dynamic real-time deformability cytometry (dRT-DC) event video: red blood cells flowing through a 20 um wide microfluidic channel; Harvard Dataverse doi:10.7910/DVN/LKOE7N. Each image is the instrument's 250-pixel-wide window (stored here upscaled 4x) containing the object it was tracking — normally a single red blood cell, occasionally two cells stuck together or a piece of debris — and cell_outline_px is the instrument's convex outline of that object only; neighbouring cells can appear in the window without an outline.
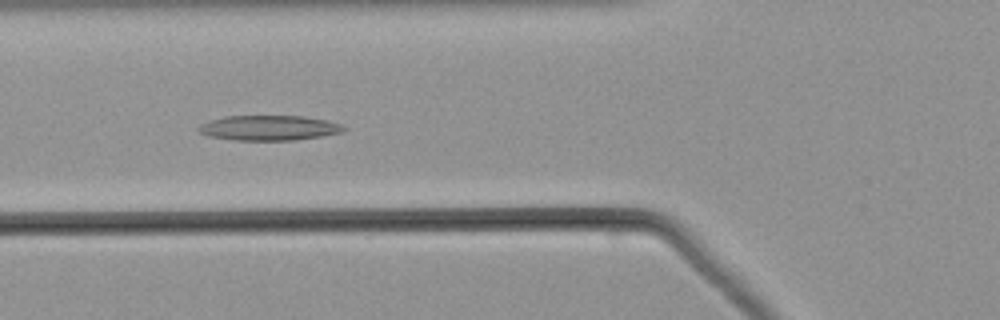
{"species": "common noctule bat (a hibernating species)", "species_latin": "Nyctalus noctula", "temperature_condition": "warm", "stored_images_in_passage": 40, "camera_frame_rate_fps": 3000, "um_per_image_px": 0.085, "animal": {"sex": "male", "body_mass_g": 21.5, "forearm_length_mm": 52.0}, "frame": {"image": 1, "passage_image": 7, "time_ms": 2.0, "image_size_px": [1000, 320], "cell_outline_px": [[348, 128], [344, 132], [320, 136], [292, 140], [232, 140], [208, 136], [200, 132], [196, 128], [200, 124], [212, 120], [228, 116], [304, 116], [328, 120], [340, 124]], "centroid_in_image_um": [22.88, 10.87], "position_along_channel_um": 102.9, "area_um2": 21.15}}
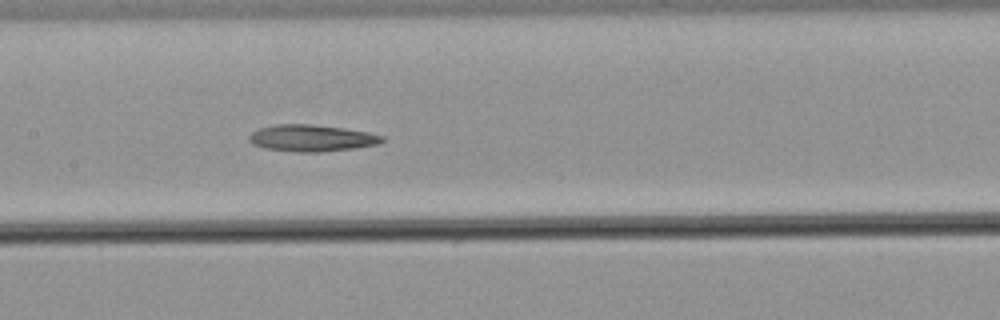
{"frame": {"image": 2, "passage_image": 13, "time_ms": 4.0, "image_size_px": [1000, 320], "cell_outline_px": [[384, 140], [380, 144], [352, 148], [320, 152], [296, 152], [264, 148], [252, 144], [248, 140], [248, 136], [252, 132], [260, 128], [276, 124], [312, 124], [344, 128], [368, 132], [384, 136]], "centroid_in_image_um": [26.48, 11.73], "position_along_channel_um": 180.9, "area_um2": 20.75}}
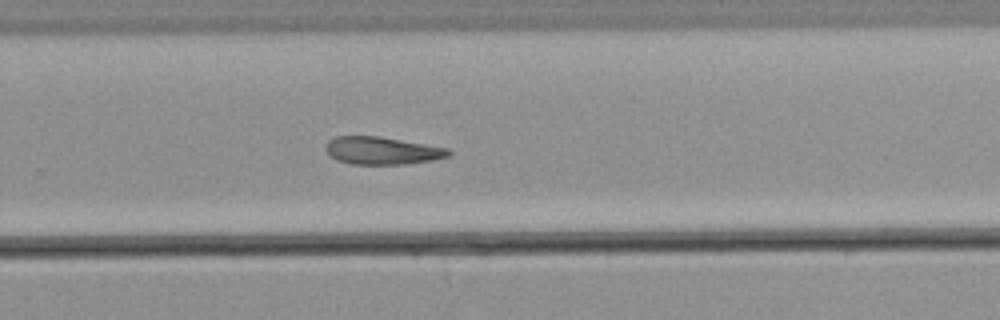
{"frame": {"image": 3, "passage_image": 22, "time_ms": 7.0, "image_size_px": [1000, 320], "cell_outline_px": [[452, 156], [432, 160], [404, 164], [352, 164], [336, 160], [324, 148], [328, 140], [336, 136], [380, 136], [448, 148], [452, 152]], "centroid_in_image_um": [32.49, 12.8], "position_along_channel_um": 297.3, "area_um2": 19.83}}